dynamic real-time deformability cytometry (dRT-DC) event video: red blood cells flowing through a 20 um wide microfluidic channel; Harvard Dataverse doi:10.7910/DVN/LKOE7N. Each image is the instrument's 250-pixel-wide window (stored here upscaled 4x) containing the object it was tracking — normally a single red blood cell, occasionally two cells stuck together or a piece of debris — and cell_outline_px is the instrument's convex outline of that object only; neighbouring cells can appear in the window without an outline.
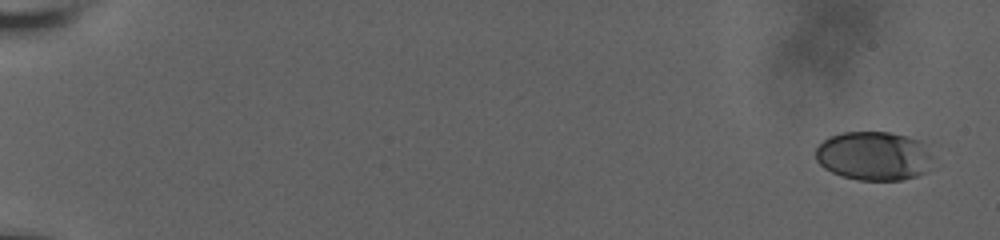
{"species": "human", "species_latin": "Homo sapiens", "temperature_condition": "room temperature", "stored_images_in_passage": 64, "camera_frame_rate_fps": 3000, "um_per_image_px": 0.085, "donor": {"sex": "male"}, "frame": {"image": 1, "passage_image": 1, "time_ms": 0.0, "image_size_px": [1000, 240], "cell_outline_px": [[932, 156], [928, 172], [916, 176], [900, 180], [856, 180], [840, 176], [824, 168], [816, 160], [816, 148], [824, 140], [832, 136], [844, 132], [888, 132], [908, 136], [920, 140], [924, 144]], "centroid_in_image_um": [74.28, 13.26], "position_along_channel_um": 10.7, "area_um2": 33.58}}
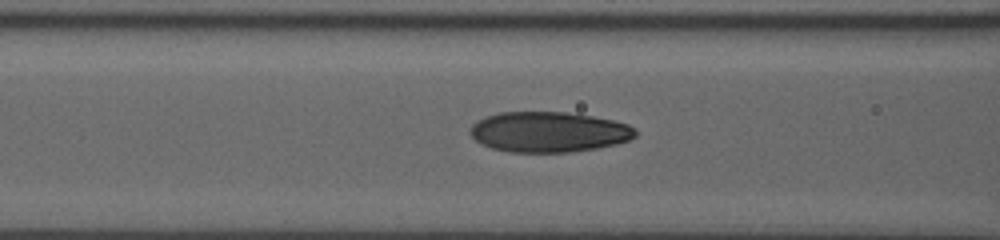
{"frame": {"image": 2, "passage_image": 36, "time_ms": 8.667, "image_size_px": [1000, 240], "cell_outline_px": [[636, 136], [628, 140], [616, 144], [596, 148], [568, 152], [508, 152], [492, 148], [480, 144], [468, 132], [472, 124], [488, 116], [500, 112], [564, 112], [592, 116], [612, 120], [628, 124], [636, 128]], "centroid_in_image_um": [46.64, 11.22], "position_along_channel_um": 120.0, "area_um2": 38.84}}
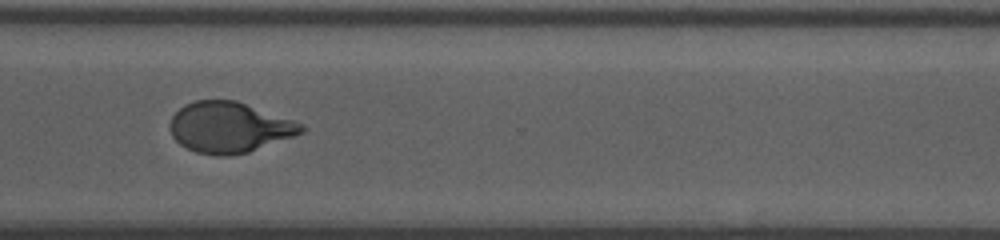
{"frame": {"image": 3, "passage_image": 63, "time_ms": 15.0, "image_size_px": [1000, 240], "cell_outline_px": [[304, 132], [248, 152], [228, 156], [216, 156], [196, 152], [180, 144], [172, 136], [172, 116], [184, 104], [196, 100], [236, 100], [304, 124]], "centroid_in_image_um": [19.49, 10.82], "position_along_channel_um": 351.1, "area_um2": 38.38}}